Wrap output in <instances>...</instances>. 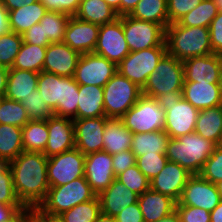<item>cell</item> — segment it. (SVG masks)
I'll list each match as a JSON object with an SVG mask.
<instances>
[{
  "instance_id": "cell-19",
  "label": "cell",
  "mask_w": 222,
  "mask_h": 222,
  "mask_svg": "<svg viewBox=\"0 0 222 222\" xmlns=\"http://www.w3.org/2000/svg\"><path fill=\"white\" fill-rule=\"evenodd\" d=\"M192 175L178 163L167 161L160 173L149 181L150 189L169 196L178 202L184 186Z\"/></svg>"
},
{
  "instance_id": "cell-34",
  "label": "cell",
  "mask_w": 222,
  "mask_h": 222,
  "mask_svg": "<svg viewBox=\"0 0 222 222\" xmlns=\"http://www.w3.org/2000/svg\"><path fill=\"white\" fill-rule=\"evenodd\" d=\"M64 77L41 71L38 76L37 88L45 101L54 112L62 102Z\"/></svg>"
},
{
  "instance_id": "cell-3",
  "label": "cell",
  "mask_w": 222,
  "mask_h": 222,
  "mask_svg": "<svg viewBox=\"0 0 222 222\" xmlns=\"http://www.w3.org/2000/svg\"><path fill=\"white\" fill-rule=\"evenodd\" d=\"M184 80L183 61L166 53L149 75L142 95L160 101L181 96Z\"/></svg>"
},
{
  "instance_id": "cell-36",
  "label": "cell",
  "mask_w": 222,
  "mask_h": 222,
  "mask_svg": "<svg viewBox=\"0 0 222 222\" xmlns=\"http://www.w3.org/2000/svg\"><path fill=\"white\" fill-rule=\"evenodd\" d=\"M46 48L23 42L12 68L40 73L43 71Z\"/></svg>"
},
{
  "instance_id": "cell-44",
  "label": "cell",
  "mask_w": 222,
  "mask_h": 222,
  "mask_svg": "<svg viewBox=\"0 0 222 222\" xmlns=\"http://www.w3.org/2000/svg\"><path fill=\"white\" fill-rule=\"evenodd\" d=\"M116 179L138 196L150 188L149 180L139 170L137 165H133L132 167L127 168L124 172L118 174Z\"/></svg>"
},
{
  "instance_id": "cell-62",
  "label": "cell",
  "mask_w": 222,
  "mask_h": 222,
  "mask_svg": "<svg viewBox=\"0 0 222 222\" xmlns=\"http://www.w3.org/2000/svg\"><path fill=\"white\" fill-rule=\"evenodd\" d=\"M210 222H222V200L220 203L210 212Z\"/></svg>"
},
{
  "instance_id": "cell-17",
  "label": "cell",
  "mask_w": 222,
  "mask_h": 222,
  "mask_svg": "<svg viewBox=\"0 0 222 222\" xmlns=\"http://www.w3.org/2000/svg\"><path fill=\"white\" fill-rule=\"evenodd\" d=\"M184 82L219 84L222 68V55L209 54L183 61Z\"/></svg>"
},
{
  "instance_id": "cell-61",
  "label": "cell",
  "mask_w": 222,
  "mask_h": 222,
  "mask_svg": "<svg viewBox=\"0 0 222 222\" xmlns=\"http://www.w3.org/2000/svg\"><path fill=\"white\" fill-rule=\"evenodd\" d=\"M35 222H64L59 216H50L47 214H33Z\"/></svg>"
},
{
  "instance_id": "cell-42",
  "label": "cell",
  "mask_w": 222,
  "mask_h": 222,
  "mask_svg": "<svg viewBox=\"0 0 222 222\" xmlns=\"http://www.w3.org/2000/svg\"><path fill=\"white\" fill-rule=\"evenodd\" d=\"M22 44V35L13 31L0 35V65L11 68Z\"/></svg>"
},
{
  "instance_id": "cell-54",
  "label": "cell",
  "mask_w": 222,
  "mask_h": 222,
  "mask_svg": "<svg viewBox=\"0 0 222 222\" xmlns=\"http://www.w3.org/2000/svg\"><path fill=\"white\" fill-rule=\"evenodd\" d=\"M114 218L116 222H144L138 201L124 208Z\"/></svg>"
},
{
  "instance_id": "cell-9",
  "label": "cell",
  "mask_w": 222,
  "mask_h": 222,
  "mask_svg": "<svg viewBox=\"0 0 222 222\" xmlns=\"http://www.w3.org/2000/svg\"><path fill=\"white\" fill-rule=\"evenodd\" d=\"M122 27L130 52L166 47L165 28L160 24L123 15Z\"/></svg>"
},
{
  "instance_id": "cell-12",
  "label": "cell",
  "mask_w": 222,
  "mask_h": 222,
  "mask_svg": "<svg viewBox=\"0 0 222 222\" xmlns=\"http://www.w3.org/2000/svg\"><path fill=\"white\" fill-rule=\"evenodd\" d=\"M117 72V66L94 52L81 54L74 73L78 85L104 87Z\"/></svg>"
},
{
  "instance_id": "cell-68",
  "label": "cell",
  "mask_w": 222,
  "mask_h": 222,
  "mask_svg": "<svg viewBox=\"0 0 222 222\" xmlns=\"http://www.w3.org/2000/svg\"><path fill=\"white\" fill-rule=\"evenodd\" d=\"M217 6L218 12H222V0H212Z\"/></svg>"
},
{
  "instance_id": "cell-53",
  "label": "cell",
  "mask_w": 222,
  "mask_h": 222,
  "mask_svg": "<svg viewBox=\"0 0 222 222\" xmlns=\"http://www.w3.org/2000/svg\"><path fill=\"white\" fill-rule=\"evenodd\" d=\"M22 38L25 43L39 45L42 47H47L50 44L49 39L44 38L43 26L39 23L34 24L30 29H28L22 35Z\"/></svg>"
},
{
  "instance_id": "cell-22",
  "label": "cell",
  "mask_w": 222,
  "mask_h": 222,
  "mask_svg": "<svg viewBox=\"0 0 222 222\" xmlns=\"http://www.w3.org/2000/svg\"><path fill=\"white\" fill-rule=\"evenodd\" d=\"M181 96L199 111L222 105L220 84L184 82Z\"/></svg>"
},
{
  "instance_id": "cell-31",
  "label": "cell",
  "mask_w": 222,
  "mask_h": 222,
  "mask_svg": "<svg viewBox=\"0 0 222 222\" xmlns=\"http://www.w3.org/2000/svg\"><path fill=\"white\" fill-rule=\"evenodd\" d=\"M74 16L97 25L110 23L119 17L105 0H80Z\"/></svg>"
},
{
  "instance_id": "cell-20",
  "label": "cell",
  "mask_w": 222,
  "mask_h": 222,
  "mask_svg": "<svg viewBox=\"0 0 222 222\" xmlns=\"http://www.w3.org/2000/svg\"><path fill=\"white\" fill-rule=\"evenodd\" d=\"M48 142L43 154L49 158L75 148L73 119L53 116L47 119Z\"/></svg>"
},
{
  "instance_id": "cell-66",
  "label": "cell",
  "mask_w": 222,
  "mask_h": 222,
  "mask_svg": "<svg viewBox=\"0 0 222 222\" xmlns=\"http://www.w3.org/2000/svg\"><path fill=\"white\" fill-rule=\"evenodd\" d=\"M8 165L9 163L5 159L0 158V172L3 171Z\"/></svg>"
},
{
  "instance_id": "cell-21",
  "label": "cell",
  "mask_w": 222,
  "mask_h": 222,
  "mask_svg": "<svg viewBox=\"0 0 222 222\" xmlns=\"http://www.w3.org/2000/svg\"><path fill=\"white\" fill-rule=\"evenodd\" d=\"M81 54L64 42L50 43L46 48L43 71L62 77H73Z\"/></svg>"
},
{
  "instance_id": "cell-46",
  "label": "cell",
  "mask_w": 222,
  "mask_h": 222,
  "mask_svg": "<svg viewBox=\"0 0 222 222\" xmlns=\"http://www.w3.org/2000/svg\"><path fill=\"white\" fill-rule=\"evenodd\" d=\"M199 175L213 184L222 180V146L219 145L204 163Z\"/></svg>"
},
{
  "instance_id": "cell-43",
  "label": "cell",
  "mask_w": 222,
  "mask_h": 222,
  "mask_svg": "<svg viewBox=\"0 0 222 222\" xmlns=\"http://www.w3.org/2000/svg\"><path fill=\"white\" fill-rule=\"evenodd\" d=\"M21 103L31 120H47L49 117L54 116V112L48 104L43 101L38 88L33 90Z\"/></svg>"
},
{
  "instance_id": "cell-27",
  "label": "cell",
  "mask_w": 222,
  "mask_h": 222,
  "mask_svg": "<svg viewBox=\"0 0 222 222\" xmlns=\"http://www.w3.org/2000/svg\"><path fill=\"white\" fill-rule=\"evenodd\" d=\"M77 119L105 116L103 87L79 85Z\"/></svg>"
},
{
  "instance_id": "cell-6",
  "label": "cell",
  "mask_w": 222,
  "mask_h": 222,
  "mask_svg": "<svg viewBox=\"0 0 222 222\" xmlns=\"http://www.w3.org/2000/svg\"><path fill=\"white\" fill-rule=\"evenodd\" d=\"M142 96V89L118 71L103 87L107 118H121Z\"/></svg>"
},
{
  "instance_id": "cell-64",
  "label": "cell",
  "mask_w": 222,
  "mask_h": 222,
  "mask_svg": "<svg viewBox=\"0 0 222 222\" xmlns=\"http://www.w3.org/2000/svg\"><path fill=\"white\" fill-rule=\"evenodd\" d=\"M95 222H116L114 217L101 213Z\"/></svg>"
},
{
  "instance_id": "cell-65",
  "label": "cell",
  "mask_w": 222,
  "mask_h": 222,
  "mask_svg": "<svg viewBox=\"0 0 222 222\" xmlns=\"http://www.w3.org/2000/svg\"><path fill=\"white\" fill-rule=\"evenodd\" d=\"M158 222H180L178 215L176 212L171 214L170 216L159 220Z\"/></svg>"
},
{
  "instance_id": "cell-40",
  "label": "cell",
  "mask_w": 222,
  "mask_h": 222,
  "mask_svg": "<svg viewBox=\"0 0 222 222\" xmlns=\"http://www.w3.org/2000/svg\"><path fill=\"white\" fill-rule=\"evenodd\" d=\"M101 214V204L98 195L87 202L80 203L63 212L59 217L64 222H95Z\"/></svg>"
},
{
  "instance_id": "cell-45",
  "label": "cell",
  "mask_w": 222,
  "mask_h": 222,
  "mask_svg": "<svg viewBox=\"0 0 222 222\" xmlns=\"http://www.w3.org/2000/svg\"><path fill=\"white\" fill-rule=\"evenodd\" d=\"M168 159L166 154H144L136 157V165L150 181L164 168Z\"/></svg>"
},
{
  "instance_id": "cell-67",
  "label": "cell",
  "mask_w": 222,
  "mask_h": 222,
  "mask_svg": "<svg viewBox=\"0 0 222 222\" xmlns=\"http://www.w3.org/2000/svg\"><path fill=\"white\" fill-rule=\"evenodd\" d=\"M218 193L220 194V198L222 200V180L215 183Z\"/></svg>"
},
{
  "instance_id": "cell-63",
  "label": "cell",
  "mask_w": 222,
  "mask_h": 222,
  "mask_svg": "<svg viewBox=\"0 0 222 222\" xmlns=\"http://www.w3.org/2000/svg\"><path fill=\"white\" fill-rule=\"evenodd\" d=\"M105 1L114 11H116L117 15L120 16L121 0H105Z\"/></svg>"
},
{
  "instance_id": "cell-60",
  "label": "cell",
  "mask_w": 222,
  "mask_h": 222,
  "mask_svg": "<svg viewBox=\"0 0 222 222\" xmlns=\"http://www.w3.org/2000/svg\"><path fill=\"white\" fill-rule=\"evenodd\" d=\"M9 68L0 65V97H4L7 88Z\"/></svg>"
},
{
  "instance_id": "cell-26",
  "label": "cell",
  "mask_w": 222,
  "mask_h": 222,
  "mask_svg": "<svg viewBox=\"0 0 222 222\" xmlns=\"http://www.w3.org/2000/svg\"><path fill=\"white\" fill-rule=\"evenodd\" d=\"M133 133L124 126L121 118H107L103 132V151L113 155L130 150Z\"/></svg>"
},
{
  "instance_id": "cell-5",
  "label": "cell",
  "mask_w": 222,
  "mask_h": 222,
  "mask_svg": "<svg viewBox=\"0 0 222 222\" xmlns=\"http://www.w3.org/2000/svg\"><path fill=\"white\" fill-rule=\"evenodd\" d=\"M97 194L88 184L85 176L57 187L48 189L46 198L37 208L32 209L33 214H47L59 216L74 206L94 199Z\"/></svg>"
},
{
  "instance_id": "cell-18",
  "label": "cell",
  "mask_w": 222,
  "mask_h": 222,
  "mask_svg": "<svg viewBox=\"0 0 222 222\" xmlns=\"http://www.w3.org/2000/svg\"><path fill=\"white\" fill-rule=\"evenodd\" d=\"M99 29L100 25L71 16L68 20L63 42L80 54L94 52Z\"/></svg>"
},
{
  "instance_id": "cell-51",
  "label": "cell",
  "mask_w": 222,
  "mask_h": 222,
  "mask_svg": "<svg viewBox=\"0 0 222 222\" xmlns=\"http://www.w3.org/2000/svg\"><path fill=\"white\" fill-rule=\"evenodd\" d=\"M48 11H59L74 16L79 8L80 0H39Z\"/></svg>"
},
{
  "instance_id": "cell-29",
  "label": "cell",
  "mask_w": 222,
  "mask_h": 222,
  "mask_svg": "<svg viewBox=\"0 0 222 222\" xmlns=\"http://www.w3.org/2000/svg\"><path fill=\"white\" fill-rule=\"evenodd\" d=\"M195 132L219 146L222 139V105L199 111Z\"/></svg>"
},
{
  "instance_id": "cell-24",
  "label": "cell",
  "mask_w": 222,
  "mask_h": 222,
  "mask_svg": "<svg viewBox=\"0 0 222 222\" xmlns=\"http://www.w3.org/2000/svg\"><path fill=\"white\" fill-rule=\"evenodd\" d=\"M101 213L115 217L124 208L138 201V195L116 178L99 195Z\"/></svg>"
},
{
  "instance_id": "cell-10",
  "label": "cell",
  "mask_w": 222,
  "mask_h": 222,
  "mask_svg": "<svg viewBox=\"0 0 222 222\" xmlns=\"http://www.w3.org/2000/svg\"><path fill=\"white\" fill-rule=\"evenodd\" d=\"M165 109V123L163 130L171 137L195 132L199 110L182 96L163 101Z\"/></svg>"
},
{
  "instance_id": "cell-28",
  "label": "cell",
  "mask_w": 222,
  "mask_h": 222,
  "mask_svg": "<svg viewBox=\"0 0 222 222\" xmlns=\"http://www.w3.org/2000/svg\"><path fill=\"white\" fill-rule=\"evenodd\" d=\"M47 12L48 10L39 0L9 11L10 29L19 35H23L34 24L39 23Z\"/></svg>"
},
{
  "instance_id": "cell-50",
  "label": "cell",
  "mask_w": 222,
  "mask_h": 222,
  "mask_svg": "<svg viewBox=\"0 0 222 222\" xmlns=\"http://www.w3.org/2000/svg\"><path fill=\"white\" fill-rule=\"evenodd\" d=\"M208 28L212 52L222 55V12H218Z\"/></svg>"
},
{
  "instance_id": "cell-58",
  "label": "cell",
  "mask_w": 222,
  "mask_h": 222,
  "mask_svg": "<svg viewBox=\"0 0 222 222\" xmlns=\"http://www.w3.org/2000/svg\"><path fill=\"white\" fill-rule=\"evenodd\" d=\"M33 210L25 207L12 220L6 222H33Z\"/></svg>"
},
{
  "instance_id": "cell-38",
  "label": "cell",
  "mask_w": 222,
  "mask_h": 222,
  "mask_svg": "<svg viewBox=\"0 0 222 222\" xmlns=\"http://www.w3.org/2000/svg\"><path fill=\"white\" fill-rule=\"evenodd\" d=\"M70 17L59 11H48L39 21L43 26L44 38H48L50 43L63 42Z\"/></svg>"
},
{
  "instance_id": "cell-39",
  "label": "cell",
  "mask_w": 222,
  "mask_h": 222,
  "mask_svg": "<svg viewBox=\"0 0 222 222\" xmlns=\"http://www.w3.org/2000/svg\"><path fill=\"white\" fill-rule=\"evenodd\" d=\"M79 85L73 77H64L62 102L54 111V116L77 119Z\"/></svg>"
},
{
  "instance_id": "cell-7",
  "label": "cell",
  "mask_w": 222,
  "mask_h": 222,
  "mask_svg": "<svg viewBox=\"0 0 222 222\" xmlns=\"http://www.w3.org/2000/svg\"><path fill=\"white\" fill-rule=\"evenodd\" d=\"M121 120L133 134L163 130L165 123L163 101L142 95Z\"/></svg>"
},
{
  "instance_id": "cell-16",
  "label": "cell",
  "mask_w": 222,
  "mask_h": 222,
  "mask_svg": "<svg viewBox=\"0 0 222 222\" xmlns=\"http://www.w3.org/2000/svg\"><path fill=\"white\" fill-rule=\"evenodd\" d=\"M84 176L92 190L99 195L116 178L112 155L105 151L85 155Z\"/></svg>"
},
{
  "instance_id": "cell-2",
  "label": "cell",
  "mask_w": 222,
  "mask_h": 222,
  "mask_svg": "<svg viewBox=\"0 0 222 222\" xmlns=\"http://www.w3.org/2000/svg\"><path fill=\"white\" fill-rule=\"evenodd\" d=\"M165 44L168 54L180 61L212 54L209 28L185 27L177 22L165 29Z\"/></svg>"
},
{
  "instance_id": "cell-52",
  "label": "cell",
  "mask_w": 222,
  "mask_h": 222,
  "mask_svg": "<svg viewBox=\"0 0 222 222\" xmlns=\"http://www.w3.org/2000/svg\"><path fill=\"white\" fill-rule=\"evenodd\" d=\"M133 165H136V156L131 150H124L112 155V166L115 176Z\"/></svg>"
},
{
  "instance_id": "cell-49",
  "label": "cell",
  "mask_w": 222,
  "mask_h": 222,
  "mask_svg": "<svg viewBox=\"0 0 222 222\" xmlns=\"http://www.w3.org/2000/svg\"><path fill=\"white\" fill-rule=\"evenodd\" d=\"M180 222H210V212L194 206L176 205Z\"/></svg>"
},
{
  "instance_id": "cell-35",
  "label": "cell",
  "mask_w": 222,
  "mask_h": 222,
  "mask_svg": "<svg viewBox=\"0 0 222 222\" xmlns=\"http://www.w3.org/2000/svg\"><path fill=\"white\" fill-rule=\"evenodd\" d=\"M23 150L22 128L0 124V158L8 163L13 161Z\"/></svg>"
},
{
  "instance_id": "cell-48",
  "label": "cell",
  "mask_w": 222,
  "mask_h": 222,
  "mask_svg": "<svg viewBox=\"0 0 222 222\" xmlns=\"http://www.w3.org/2000/svg\"><path fill=\"white\" fill-rule=\"evenodd\" d=\"M202 0H167L169 25L176 23L187 13L196 8Z\"/></svg>"
},
{
  "instance_id": "cell-33",
  "label": "cell",
  "mask_w": 222,
  "mask_h": 222,
  "mask_svg": "<svg viewBox=\"0 0 222 222\" xmlns=\"http://www.w3.org/2000/svg\"><path fill=\"white\" fill-rule=\"evenodd\" d=\"M47 142V120H30L22 127V144L24 151L43 153Z\"/></svg>"
},
{
  "instance_id": "cell-14",
  "label": "cell",
  "mask_w": 222,
  "mask_h": 222,
  "mask_svg": "<svg viewBox=\"0 0 222 222\" xmlns=\"http://www.w3.org/2000/svg\"><path fill=\"white\" fill-rule=\"evenodd\" d=\"M221 201L216 185L193 174L183 188L176 205L194 206L211 212Z\"/></svg>"
},
{
  "instance_id": "cell-55",
  "label": "cell",
  "mask_w": 222,
  "mask_h": 222,
  "mask_svg": "<svg viewBox=\"0 0 222 222\" xmlns=\"http://www.w3.org/2000/svg\"><path fill=\"white\" fill-rule=\"evenodd\" d=\"M24 208V205H10L0 203V222L12 220Z\"/></svg>"
},
{
  "instance_id": "cell-15",
  "label": "cell",
  "mask_w": 222,
  "mask_h": 222,
  "mask_svg": "<svg viewBox=\"0 0 222 222\" xmlns=\"http://www.w3.org/2000/svg\"><path fill=\"white\" fill-rule=\"evenodd\" d=\"M106 116L74 119L75 147L84 155L103 151Z\"/></svg>"
},
{
  "instance_id": "cell-41",
  "label": "cell",
  "mask_w": 222,
  "mask_h": 222,
  "mask_svg": "<svg viewBox=\"0 0 222 222\" xmlns=\"http://www.w3.org/2000/svg\"><path fill=\"white\" fill-rule=\"evenodd\" d=\"M31 119L21 102L3 97L0 101V124L23 127Z\"/></svg>"
},
{
  "instance_id": "cell-32",
  "label": "cell",
  "mask_w": 222,
  "mask_h": 222,
  "mask_svg": "<svg viewBox=\"0 0 222 222\" xmlns=\"http://www.w3.org/2000/svg\"><path fill=\"white\" fill-rule=\"evenodd\" d=\"M129 16L154 22L165 29L169 26L167 0H140Z\"/></svg>"
},
{
  "instance_id": "cell-59",
  "label": "cell",
  "mask_w": 222,
  "mask_h": 222,
  "mask_svg": "<svg viewBox=\"0 0 222 222\" xmlns=\"http://www.w3.org/2000/svg\"><path fill=\"white\" fill-rule=\"evenodd\" d=\"M140 0H121L120 16L129 15Z\"/></svg>"
},
{
  "instance_id": "cell-23",
  "label": "cell",
  "mask_w": 222,
  "mask_h": 222,
  "mask_svg": "<svg viewBox=\"0 0 222 222\" xmlns=\"http://www.w3.org/2000/svg\"><path fill=\"white\" fill-rule=\"evenodd\" d=\"M138 203L144 222H158L175 212L177 202L149 188L138 196Z\"/></svg>"
},
{
  "instance_id": "cell-25",
  "label": "cell",
  "mask_w": 222,
  "mask_h": 222,
  "mask_svg": "<svg viewBox=\"0 0 222 222\" xmlns=\"http://www.w3.org/2000/svg\"><path fill=\"white\" fill-rule=\"evenodd\" d=\"M39 73L9 68L5 98L22 102L37 88Z\"/></svg>"
},
{
  "instance_id": "cell-69",
  "label": "cell",
  "mask_w": 222,
  "mask_h": 222,
  "mask_svg": "<svg viewBox=\"0 0 222 222\" xmlns=\"http://www.w3.org/2000/svg\"><path fill=\"white\" fill-rule=\"evenodd\" d=\"M221 88H222V68H221V73H220V82H219Z\"/></svg>"
},
{
  "instance_id": "cell-37",
  "label": "cell",
  "mask_w": 222,
  "mask_h": 222,
  "mask_svg": "<svg viewBox=\"0 0 222 222\" xmlns=\"http://www.w3.org/2000/svg\"><path fill=\"white\" fill-rule=\"evenodd\" d=\"M217 14V6L212 0H202L196 8L179 19L177 23L185 27L208 28Z\"/></svg>"
},
{
  "instance_id": "cell-8",
  "label": "cell",
  "mask_w": 222,
  "mask_h": 222,
  "mask_svg": "<svg viewBox=\"0 0 222 222\" xmlns=\"http://www.w3.org/2000/svg\"><path fill=\"white\" fill-rule=\"evenodd\" d=\"M167 53L166 47H152L130 52L118 65L117 71L143 89L148 77Z\"/></svg>"
},
{
  "instance_id": "cell-56",
  "label": "cell",
  "mask_w": 222,
  "mask_h": 222,
  "mask_svg": "<svg viewBox=\"0 0 222 222\" xmlns=\"http://www.w3.org/2000/svg\"><path fill=\"white\" fill-rule=\"evenodd\" d=\"M9 26V11L3 6L0 1V35L10 32Z\"/></svg>"
},
{
  "instance_id": "cell-30",
  "label": "cell",
  "mask_w": 222,
  "mask_h": 222,
  "mask_svg": "<svg viewBox=\"0 0 222 222\" xmlns=\"http://www.w3.org/2000/svg\"><path fill=\"white\" fill-rule=\"evenodd\" d=\"M170 136L164 131L135 133L132 135L130 150L136 157L144 154H166Z\"/></svg>"
},
{
  "instance_id": "cell-11",
  "label": "cell",
  "mask_w": 222,
  "mask_h": 222,
  "mask_svg": "<svg viewBox=\"0 0 222 222\" xmlns=\"http://www.w3.org/2000/svg\"><path fill=\"white\" fill-rule=\"evenodd\" d=\"M85 155L76 147L48 158L47 179L50 187L65 185L84 177Z\"/></svg>"
},
{
  "instance_id": "cell-57",
  "label": "cell",
  "mask_w": 222,
  "mask_h": 222,
  "mask_svg": "<svg viewBox=\"0 0 222 222\" xmlns=\"http://www.w3.org/2000/svg\"><path fill=\"white\" fill-rule=\"evenodd\" d=\"M3 6L8 10L21 8L23 5H30L37 2L38 0H0Z\"/></svg>"
},
{
  "instance_id": "cell-1",
  "label": "cell",
  "mask_w": 222,
  "mask_h": 222,
  "mask_svg": "<svg viewBox=\"0 0 222 222\" xmlns=\"http://www.w3.org/2000/svg\"><path fill=\"white\" fill-rule=\"evenodd\" d=\"M48 158L41 152L22 151L9 162L17 198L34 209L46 198L50 188L47 179Z\"/></svg>"
},
{
  "instance_id": "cell-13",
  "label": "cell",
  "mask_w": 222,
  "mask_h": 222,
  "mask_svg": "<svg viewBox=\"0 0 222 222\" xmlns=\"http://www.w3.org/2000/svg\"><path fill=\"white\" fill-rule=\"evenodd\" d=\"M94 53L101 55L116 66L130 53L122 27V16L100 25Z\"/></svg>"
},
{
  "instance_id": "cell-4",
  "label": "cell",
  "mask_w": 222,
  "mask_h": 222,
  "mask_svg": "<svg viewBox=\"0 0 222 222\" xmlns=\"http://www.w3.org/2000/svg\"><path fill=\"white\" fill-rule=\"evenodd\" d=\"M217 145L196 132L171 138L166 148L168 161L178 163L191 174H199Z\"/></svg>"
},
{
  "instance_id": "cell-47",
  "label": "cell",
  "mask_w": 222,
  "mask_h": 222,
  "mask_svg": "<svg viewBox=\"0 0 222 222\" xmlns=\"http://www.w3.org/2000/svg\"><path fill=\"white\" fill-rule=\"evenodd\" d=\"M0 203L23 205L15 193L12 172L9 165L0 172Z\"/></svg>"
}]
</instances>
